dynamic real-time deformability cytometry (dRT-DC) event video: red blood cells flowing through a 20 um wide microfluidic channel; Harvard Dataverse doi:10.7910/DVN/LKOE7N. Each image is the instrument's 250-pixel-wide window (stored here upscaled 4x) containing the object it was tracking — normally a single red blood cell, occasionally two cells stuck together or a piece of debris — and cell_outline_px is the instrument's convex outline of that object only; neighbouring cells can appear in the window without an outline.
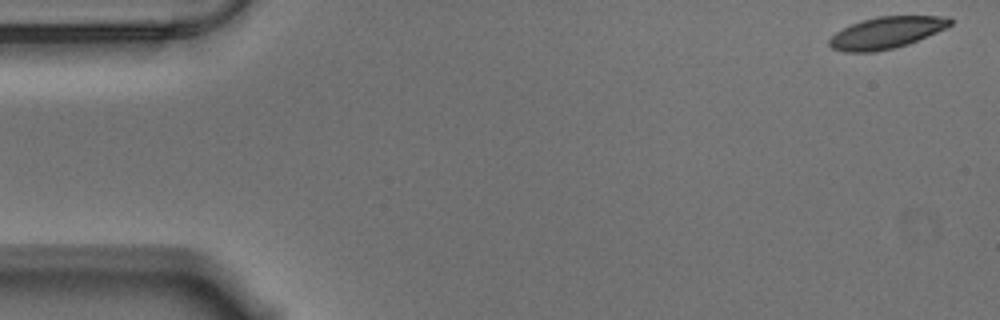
{"species": "Egyptian fruit bat (a non-hibernating species)", "species_latin": "Rousettus aegyptiacus", "temperature_condition": "warm", "stored_images_in_passage": 15, "camera_frame_rate_fps": 3000, "um_per_image_px": 0.085, "animal": {"sex": "male"}, "frame": {"image": 1, "passage_image": 1, "time_ms": 0.0, "image_size_px": [1000, 320], "cell_outline_px": [[952, 24], [936, 32], [908, 44], [876, 52], [844, 52], [832, 48], [828, 44], [828, 40], [836, 32], [860, 20], [876, 16], [948, 16], [952, 20]], "centroid_in_image_um": [75.31, 2.77], "position_along_channel_um": 9.7, "area_um2": 22.2}}
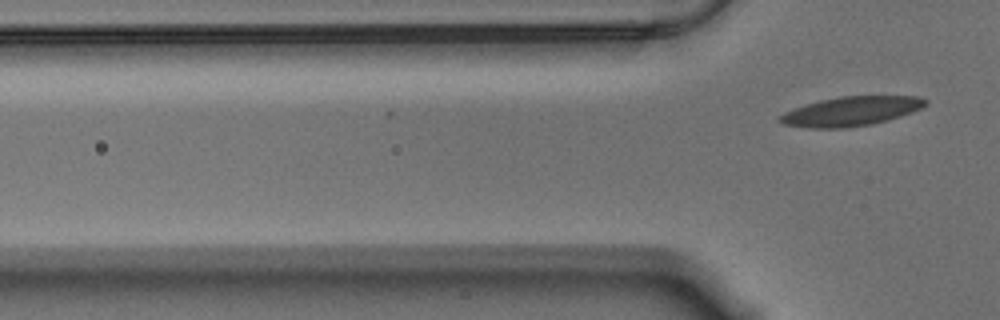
{"frame": {"image": 2, "passage_image": 15, "time_ms": 4.667, "image_size_px": [1000, 320], "cell_outline_px": [[928, 104], [912, 112], [888, 120], [872, 124], [844, 128], [808, 128], [784, 124], [776, 120], [776, 116], [784, 112], [820, 100], [840, 96], [920, 96], [928, 100]], "centroid_in_image_um": [72.33, 9.46], "position_along_channel_um": 53.5, "area_um2": 24.91}}